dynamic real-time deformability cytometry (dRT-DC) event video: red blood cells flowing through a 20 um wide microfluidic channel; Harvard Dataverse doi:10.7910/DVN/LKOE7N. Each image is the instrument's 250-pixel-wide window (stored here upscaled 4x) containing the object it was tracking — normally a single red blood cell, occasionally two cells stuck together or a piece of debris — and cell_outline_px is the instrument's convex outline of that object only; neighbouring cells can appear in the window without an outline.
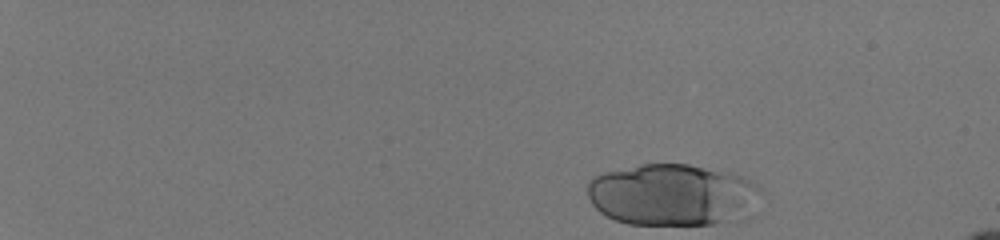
{"species": "human", "species_latin": "Homo sapiens", "temperature_condition": "room temperature", "stored_images_in_passage": 40, "camera_frame_rate_fps": 3000, "um_per_image_px": 0.085, "donor": {"sex": "male"}, "frame": {"image": 1, "passage_image": 1, "time_ms": 0.0, "image_size_px": [1000, 240], "cell_outline_px": [[760, 192], [720, 220], [712, 224], [628, 224], [616, 220], [600, 212], [592, 204], [588, 196], [588, 180], [592, 176], [604, 172], [640, 164], [688, 164], [732, 172], [744, 176], [756, 184], [760, 188]], "centroid_in_image_um": [56.89, 16.48], "position_along_channel_um": 28.1, "area_um2": 60.05}}